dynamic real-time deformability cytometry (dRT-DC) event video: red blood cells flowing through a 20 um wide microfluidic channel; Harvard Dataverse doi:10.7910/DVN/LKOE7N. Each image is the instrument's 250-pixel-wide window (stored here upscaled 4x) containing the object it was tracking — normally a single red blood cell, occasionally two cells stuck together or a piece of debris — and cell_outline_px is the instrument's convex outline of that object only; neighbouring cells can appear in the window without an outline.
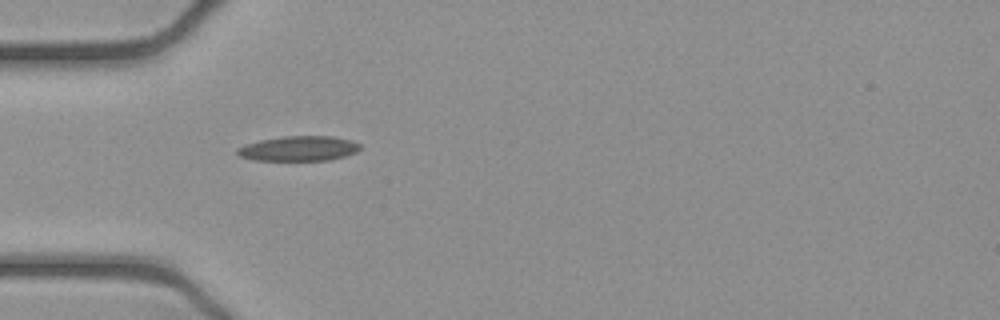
{"species": "common noctule bat (a hibernating species)", "species_latin": "Nyctalus noctula", "temperature_condition": "cold", "stored_images_in_passage": 37, "camera_frame_rate_fps": 3000, "um_per_image_px": 0.085, "animal": {"sex": "female", "body_mass_g": 21.9}, "frame": {"image": 1, "passage_image": 1, "time_ms": 0.0, "image_size_px": [1000, 320], "cell_outline_px": [[360, 148], [356, 152], [344, 156], [328, 160], [252, 160], [236, 156], [236, 148], [244, 144], [260, 140], [284, 136], [332, 136], [352, 140], [360, 144]], "centroid_in_image_um": [25.34, 12.62], "position_along_channel_um": 59.7, "area_um2": 17.98}}
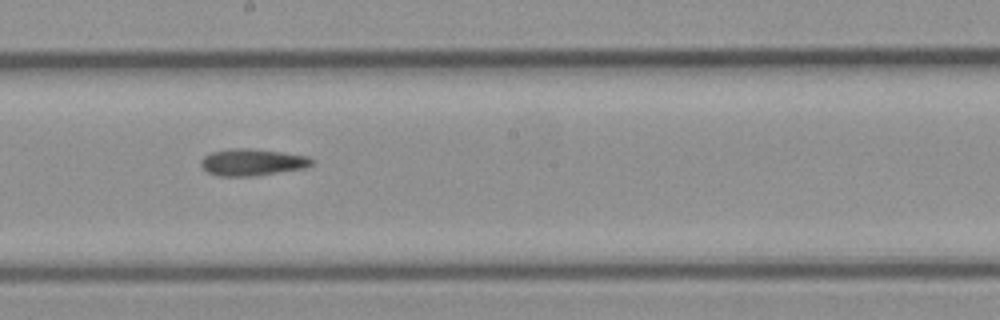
{"frame": {"image": 2, "passage_image": 14, "time_ms": 4.333, "image_size_px": [1000, 320], "cell_outline_px": [[312, 164], [304, 168], [256, 176], [220, 176], [208, 172], [200, 164], [200, 160], [204, 156], [212, 152], [232, 148], [248, 148], [280, 152], [308, 156], [312, 160]], "centroid_in_image_um": [21.42, 13.79], "position_along_channel_um": 226.8, "area_um2": 17.17}}
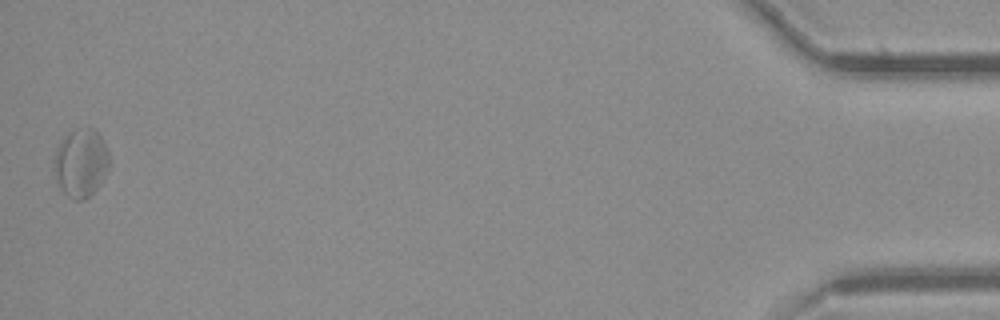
{"frame": {"image": 3, "passage_image": 37, "time_ms": 12.0, "image_size_px": [1000, 320], "cell_outline_px": [[112, 160], [100, 184], [84, 200], [72, 200], [60, 188], [52, 172], [52, 168], [56, 148], [60, 140], [64, 136], [72, 132], [92, 128], [96, 128], [104, 140], [108, 148]], "centroid_in_image_um": [6.88, 13.85], "position_along_channel_um": 428.3, "area_um2": 22.37}, "authors_computed_cell_mechanics": {"area_um2": 17.5712, "velocity_mm_per_s": 3.9023, "shape_relaxation_time_tau1_ms": null, "shape_relaxation_time_tau2_ms": 7.5171, "deformation_change_tau1": null, "deformation_change_tau2": 0.1595}}